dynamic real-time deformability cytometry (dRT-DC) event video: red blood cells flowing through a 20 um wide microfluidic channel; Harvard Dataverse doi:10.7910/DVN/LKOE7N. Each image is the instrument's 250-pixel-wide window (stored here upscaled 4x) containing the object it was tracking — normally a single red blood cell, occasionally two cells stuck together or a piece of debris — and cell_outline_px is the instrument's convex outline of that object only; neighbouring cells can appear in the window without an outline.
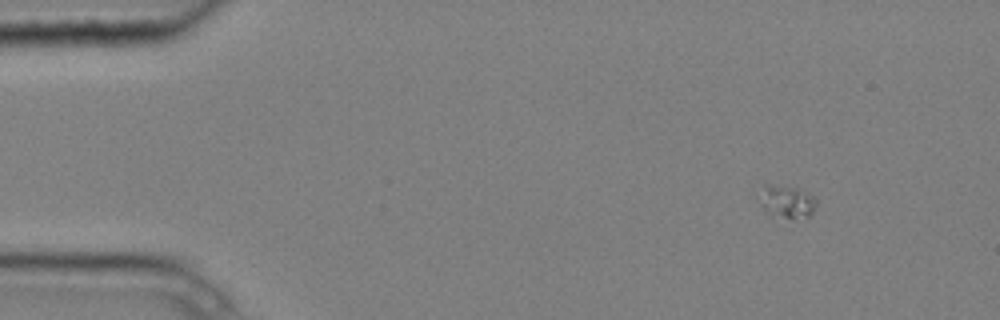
{"species": "common noctule bat (a hibernating species)", "species_latin": "Nyctalus noctula", "temperature_condition": "cold", "stored_images_in_passage": 4, "camera_frame_rate_fps": 3000, "um_per_image_px": 0.085, "animal": {"sex": "male", "body_mass_g": 20.4}, "frame": {"image": 1, "passage_image": 1, "time_ms": 0.0, "image_size_px": [1000, 320], "cell_outline_px": [[816, 204], [812, 212], [808, 216], [796, 220], [772, 216], [760, 204], [752, 192], [764, 184], [768, 184], [800, 188], [812, 196], [816, 200]], "centroid_in_image_um": [66.75, 17.11], "position_along_channel_um": 18.3, "area_um2": 11.56}}
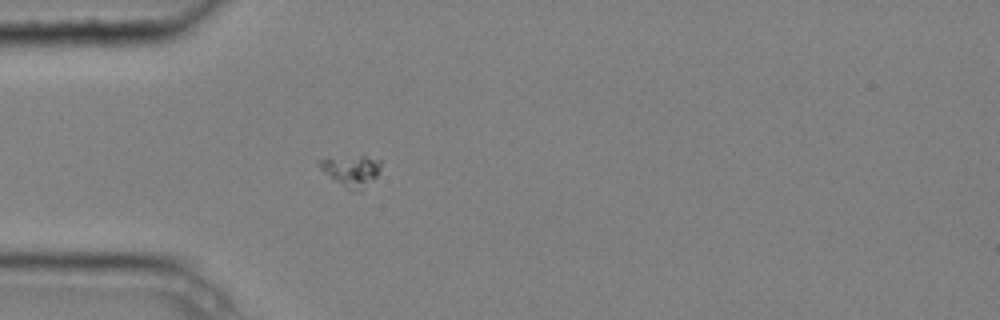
{"frame": {"image": 2, "passage_image": 4, "time_ms": 1.0, "image_size_px": [1000, 320], "cell_outline_px": [[380, 168], [376, 176], [360, 192], [348, 188], [324, 172], [320, 168], [316, 160], [360, 156], [364, 156], [380, 160]], "centroid_in_image_um": [29.88, 14.51], "position_along_channel_um": 55.1, "area_um2": 10.58}}